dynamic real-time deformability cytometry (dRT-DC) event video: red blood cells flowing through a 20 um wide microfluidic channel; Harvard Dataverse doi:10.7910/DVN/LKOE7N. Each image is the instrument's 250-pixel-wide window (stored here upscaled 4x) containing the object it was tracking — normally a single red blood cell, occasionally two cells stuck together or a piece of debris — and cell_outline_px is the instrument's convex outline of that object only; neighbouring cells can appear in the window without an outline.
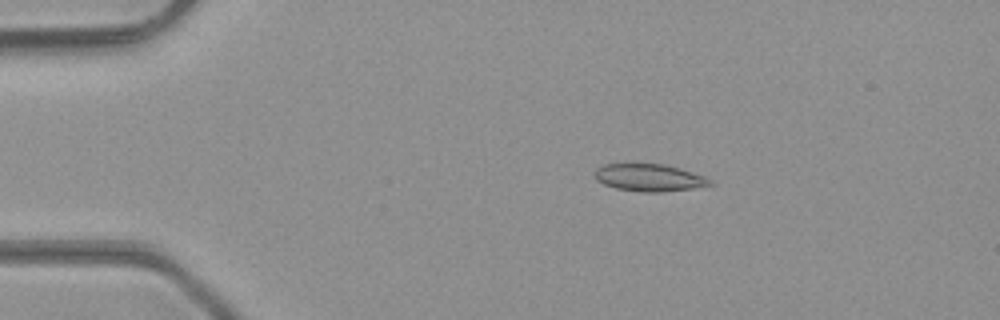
{"species": "common noctule bat (a hibernating species)", "species_latin": "Nyctalus noctula", "temperature_condition": "room temperature", "stored_images_in_passage": 47, "camera_frame_rate_fps": 3000, "um_per_image_px": 0.085, "animal": {"sex": "male", "body_mass_g": 23.1, "forearm_length_mm": 52.7}, "frame": {"image": 1, "passage_image": 8, "time_ms": 2.333, "image_size_px": [1000, 320], "cell_outline_px": [[716, 184], [692, 188], [660, 192], [644, 192], [616, 188], [604, 184], [596, 180], [592, 172], [596, 168], [604, 164], [664, 164], [680, 168], [704, 176], [712, 180]], "centroid_in_image_um": [55.17, 15.09], "position_along_channel_um": 29.8, "area_um2": 18.38}}
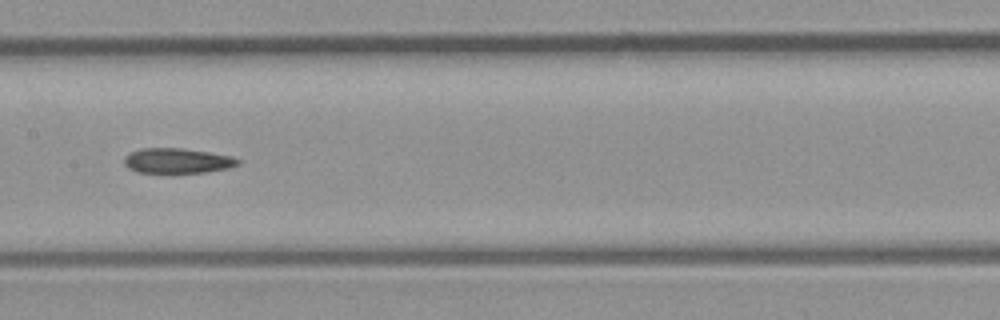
{"frame": {"image": 2, "passage_image": 23, "time_ms": 7.333, "image_size_px": [1000, 320], "cell_outline_px": [[240, 164], [228, 168], [204, 172], [136, 172], [128, 168], [124, 164], [124, 156], [140, 148], [180, 148], [208, 152], [232, 156], [240, 160]], "centroid_in_image_um": [15.06, 13.66], "position_along_channel_um": 192.3, "area_um2": 16.47}}
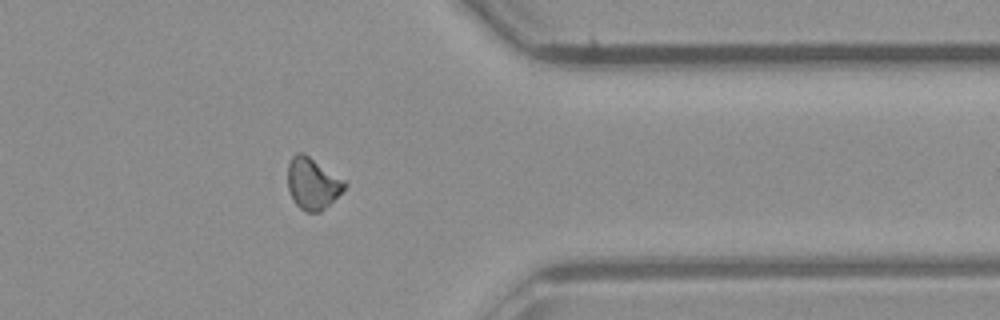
{"frame": {"image": 3, "passage_image": 37, "time_ms": 12.0, "image_size_px": [1000, 320], "cell_outline_px": [[348, 184], [320, 212], [304, 212], [296, 204], [288, 188], [288, 164], [292, 156], [296, 152], [304, 152], [344, 180]], "centroid_in_image_um": [26.54, 15.57], "position_along_channel_um": 384.9, "area_um2": 16.82}}